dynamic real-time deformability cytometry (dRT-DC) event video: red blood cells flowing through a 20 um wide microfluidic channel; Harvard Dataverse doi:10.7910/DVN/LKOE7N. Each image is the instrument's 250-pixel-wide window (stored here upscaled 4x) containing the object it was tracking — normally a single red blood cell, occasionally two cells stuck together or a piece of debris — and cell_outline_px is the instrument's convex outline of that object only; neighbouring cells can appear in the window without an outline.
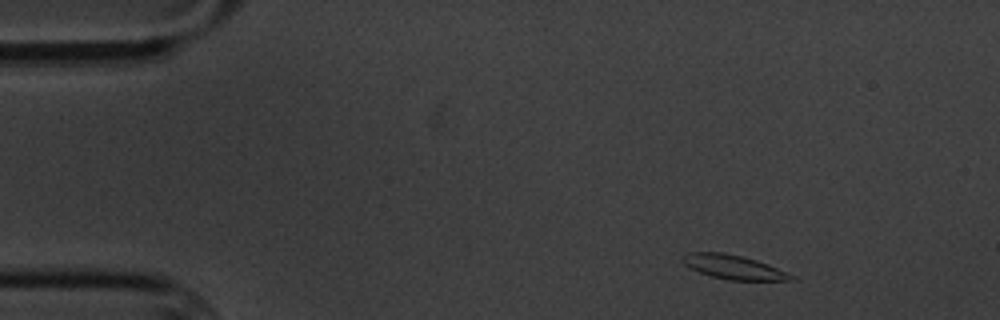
{"species": "common noctule bat (a hibernating species)", "species_latin": "Nyctalus noctula", "temperature_condition": "cold", "stored_images_in_passage": 4, "camera_frame_rate_fps": 3000, "um_per_image_px": 0.085, "animal": {"sex": "male", "body_mass_g": 20.1, "forearm_length_mm": 53.5}, "frame": {"image": 1, "passage_image": 1, "time_ms": 0.0, "image_size_px": [1000, 320], "cell_outline_px": [[796, 280], [728, 280], [712, 276], [700, 272], [684, 264], [680, 260], [688, 252], [724, 252], [744, 256], [756, 260], [796, 276]], "centroid_in_image_um": [62.34, 22.69], "position_along_channel_um": 22.7, "area_um2": 15.14}}